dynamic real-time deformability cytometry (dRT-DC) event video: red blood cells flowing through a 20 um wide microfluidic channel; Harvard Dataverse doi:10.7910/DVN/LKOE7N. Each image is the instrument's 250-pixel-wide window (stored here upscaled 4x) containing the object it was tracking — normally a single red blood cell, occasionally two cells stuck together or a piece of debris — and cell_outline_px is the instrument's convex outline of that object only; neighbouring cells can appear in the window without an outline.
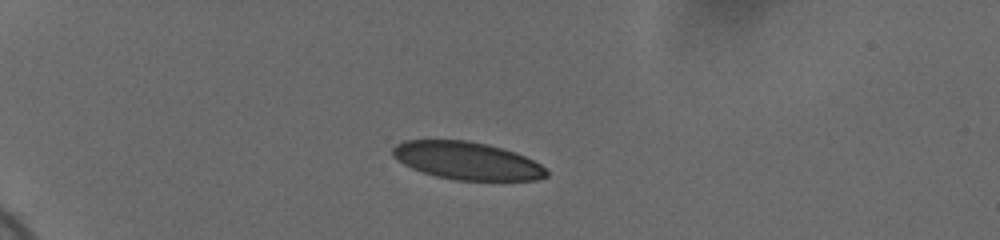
{"species": "human", "species_latin": "Homo sapiens", "temperature_condition": "cold", "stored_images_in_passage": 42, "camera_frame_rate_fps": 3000, "um_per_image_px": 0.085, "donor": {"sex": "female"}, "frame": {"image": 1, "passage_image": 1, "time_ms": 0.0, "image_size_px": [1000, 240], "cell_outline_px": [[548, 176], [536, 180], [456, 180], [436, 176], [412, 168], [396, 160], [392, 156], [392, 148], [396, 144], [404, 140], [468, 140], [488, 144], [516, 152], [540, 164], [548, 172]], "centroid_in_image_um": [39.68, 13.65], "position_along_channel_um": 45.3, "area_um2": 33.81}}
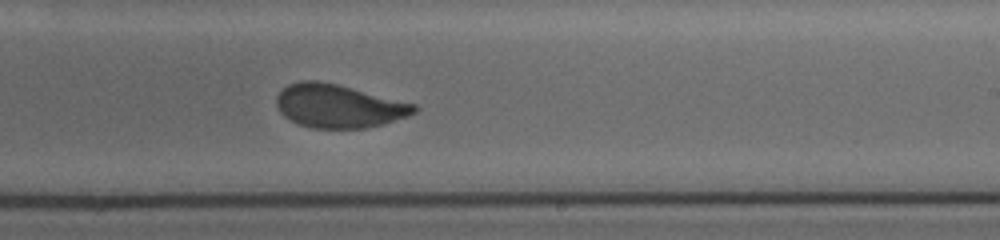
{"frame": {"image": 2, "passage_image": 23, "time_ms": 7.333, "image_size_px": [1000, 240], "cell_outline_px": [[420, 108], [416, 112], [408, 116], [384, 124], [364, 128], [312, 128], [300, 124], [284, 116], [280, 112], [276, 104], [276, 96], [288, 84], [300, 80], [316, 80], [336, 84], [416, 104]], "centroid_in_image_um": [28.79, 9.01], "position_along_channel_um": 260.2, "area_um2": 34.68}}
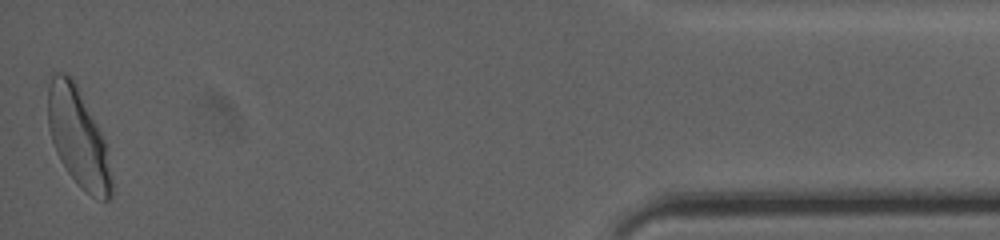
{"frame": {"image": 3, "passage_image": 42, "time_ms": 13.667, "image_size_px": [1000, 240], "cell_outline_px": [[112, 196], [108, 200], [104, 200], [92, 196], [76, 184], [60, 160], [56, 152], [48, 128], [48, 84], [52, 76], [56, 72], [68, 72], [72, 76], [104, 140], [112, 180]], "centroid_in_image_um": [6.61, 11.68], "position_along_channel_um": 428.6, "area_um2": 36.07}, "authors_computed_cell_mechanics": {"area_um2": 35.6337, "velocity_mm_per_s": 3.6774, "shape_relaxation_time_tau1_ms": 5.7585, "shape_relaxation_time_tau2_ms": null, "deformation_change_tau1": 0.1714, "deformation_change_tau2": null}}